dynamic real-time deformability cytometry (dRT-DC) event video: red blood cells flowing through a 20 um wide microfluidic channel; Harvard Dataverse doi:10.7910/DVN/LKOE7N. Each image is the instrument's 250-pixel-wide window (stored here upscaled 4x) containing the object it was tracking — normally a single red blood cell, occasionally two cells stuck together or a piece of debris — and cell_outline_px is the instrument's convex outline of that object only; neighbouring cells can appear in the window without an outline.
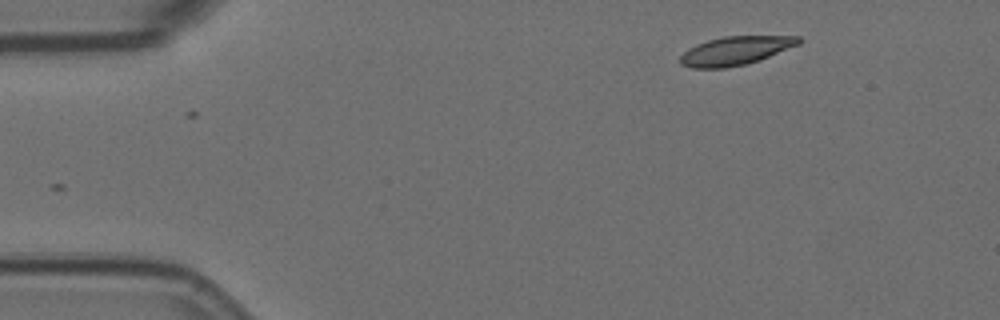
{"species": "Egyptian fruit bat (a non-hibernating species)", "species_latin": "Rousettus aegyptiacus", "temperature_condition": "room temperature", "stored_images_in_passage": 7, "camera_frame_rate_fps": 3000, "um_per_image_px": 0.085, "animal": {"sex": "female"}, "frame": {"image": 1, "passage_image": 1, "time_ms": 0.0, "image_size_px": [1000, 320], "cell_outline_px": [[804, 40], [800, 44], [760, 60], [744, 64], [724, 68], [692, 68], [680, 64], [680, 56], [688, 48], [696, 44], [708, 40], [724, 36], [800, 36]], "centroid_in_image_um": [62.53, 4.3], "position_along_channel_um": 22.5, "area_um2": 19.83}}
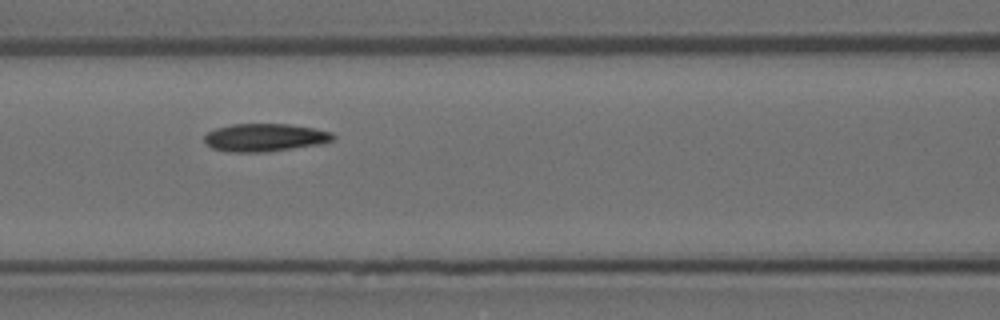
{"frame": {"image": 2, "passage_image": 6, "time_ms": 1.667, "image_size_px": [1000, 320], "cell_outline_px": [[336, 136], [332, 140], [320, 144], [264, 152], [228, 152], [212, 148], [204, 144], [204, 136], [208, 132], [216, 128], [232, 124], [288, 124], [312, 128], [332, 132]], "centroid_in_image_um": [22.47, 11.69], "position_along_channel_um": 144.1, "area_um2": 20.87}}
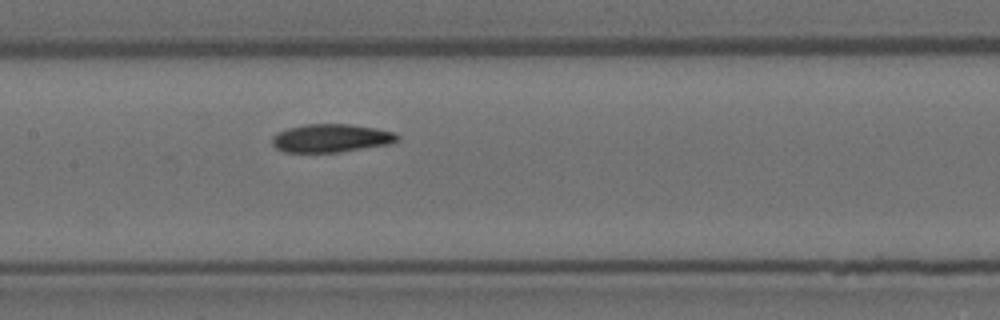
{"frame": {"image": 3, "passage_image": 7, "time_ms": 2.0, "image_size_px": [1000, 320], "cell_outline_px": [[400, 140], [388, 144], [340, 152], [284, 152], [276, 148], [272, 144], [272, 136], [276, 132], [288, 128], [304, 124], [348, 124], [376, 128], [396, 132], [400, 136]], "centroid_in_image_um": [28.14, 11.74], "position_along_channel_um": 179.3, "area_um2": 20.75}}